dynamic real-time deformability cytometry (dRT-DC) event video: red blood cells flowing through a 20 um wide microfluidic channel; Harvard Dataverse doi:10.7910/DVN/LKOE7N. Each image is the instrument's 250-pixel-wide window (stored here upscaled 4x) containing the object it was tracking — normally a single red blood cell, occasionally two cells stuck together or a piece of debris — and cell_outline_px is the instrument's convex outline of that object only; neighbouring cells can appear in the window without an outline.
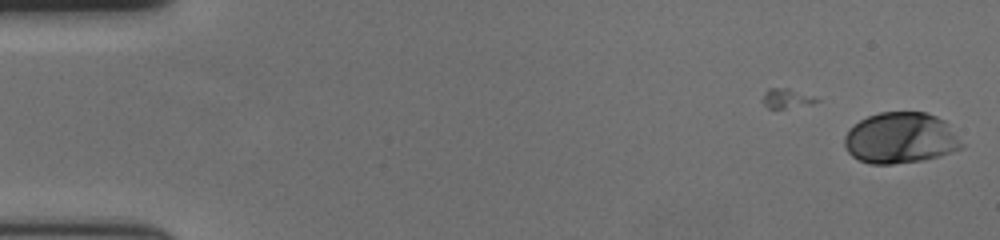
{"species": "human", "species_latin": "Homo sapiens", "temperature_condition": "cold", "stored_images_in_passage": 54, "camera_frame_rate_fps": 3000, "um_per_image_px": 0.085, "donor": {"sex": "female"}, "frame": {"image": 1, "passage_image": 1, "time_ms": 0.0, "image_size_px": [1000, 240], "cell_outline_px": [[964, 144], [960, 148], [936, 156], [920, 160], [892, 164], [868, 164], [852, 156], [848, 152], [844, 144], [844, 136], [860, 120], [868, 116], [880, 112], [928, 112], [944, 120]], "centroid_in_image_um": [76.52, 11.72], "position_along_channel_um": 8.5, "area_um2": 34.45}}
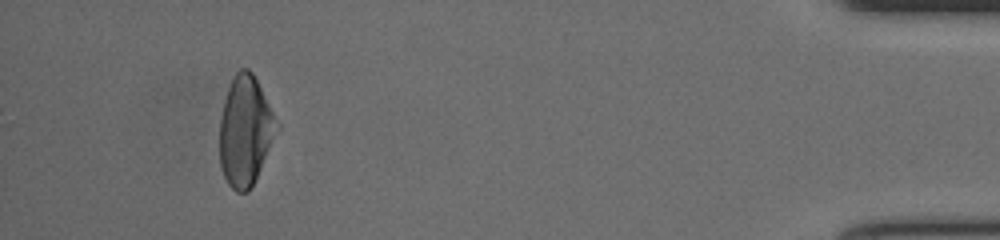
{"frame": {"image": 2, "passage_image": 54, "time_ms": 17.667, "image_size_px": [1000, 240], "cell_outline_px": [[280, 128], [248, 192], [236, 192], [228, 184], [224, 176], [220, 164], [220, 116], [224, 100], [228, 88], [236, 72], [240, 68], [248, 68], [252, 72], [280, 124]], "centroid_in_image_um": [20.85, 11.11], "position_along_channel_um": 414.3, "area_um2": 36.36}}